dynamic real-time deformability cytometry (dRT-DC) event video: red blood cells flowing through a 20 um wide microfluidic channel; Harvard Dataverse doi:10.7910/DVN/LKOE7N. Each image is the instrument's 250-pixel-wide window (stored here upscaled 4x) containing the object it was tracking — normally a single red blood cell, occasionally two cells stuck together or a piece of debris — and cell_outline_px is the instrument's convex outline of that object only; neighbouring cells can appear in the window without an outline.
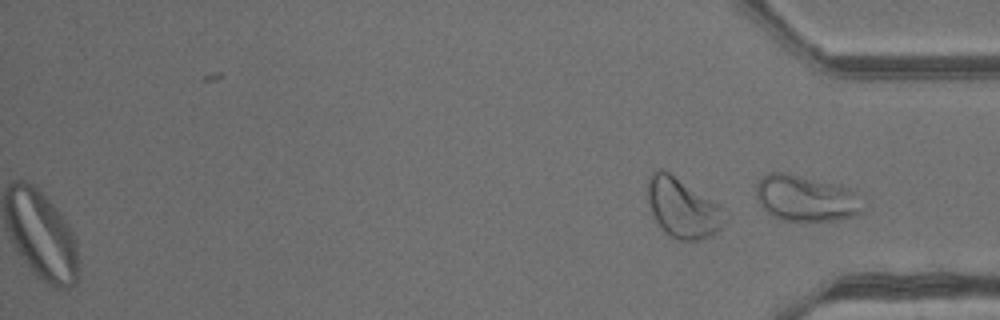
{"species": "common noctule bat (a hibernating species)", "species_latin": "Nyctalus noctula", "temperature_condition": "warm", "stored_images_in_passage": 35, "camera_frame_rate_fps": 3000, "um_per_image_px": 0.085, "animal": {"sex": "male", "body_mass_g": 13.3}, "frame": {"image": 1, "passage_image": 35, "time_ms": 11.333, "image_size_px": [1000, 320], "cell_outline_px": [[868, 208], [864, 212], [856, 216], [832, 220], [784, 220], [772, 216], [760, 204], [756, 196], [756, 184], [768, 172], [788, 172], [848, 188]], "centroid_in_image_um": [68.51, 16.86], "position_along_channel_um": 366.7, "area_um2": 28.5}, "authors_computed_cell_mechanics": {"area_um2": 28.4954, "velocity_mm_per_s": 4.8208, "shape_relaxation_time_tau1_ms": null, "shape_relaxation_time_tau2_ms": 0.8366, "deformation_change_tau1": null, "deformation_change_tau2": 0.069}}